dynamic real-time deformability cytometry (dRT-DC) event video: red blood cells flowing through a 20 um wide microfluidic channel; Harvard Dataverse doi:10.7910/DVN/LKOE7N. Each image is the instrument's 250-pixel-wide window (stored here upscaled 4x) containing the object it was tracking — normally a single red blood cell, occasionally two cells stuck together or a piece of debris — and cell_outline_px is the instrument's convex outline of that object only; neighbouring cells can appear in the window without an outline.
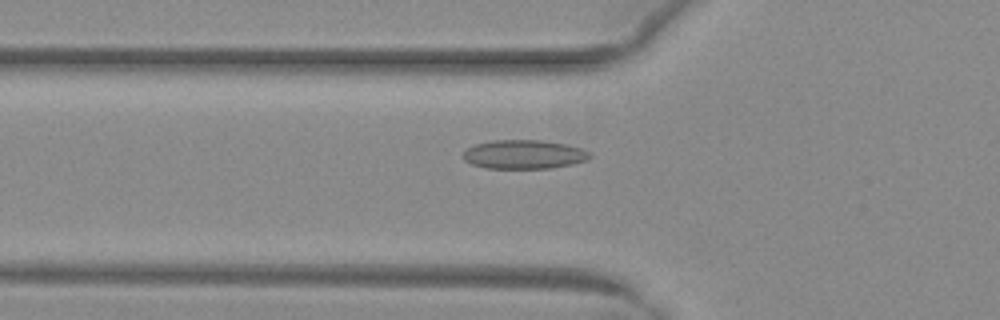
{"species": "common noctule bat (a hibernating species)", "species_latin": "Nyctalus noctula", "temperature_condition": "warm", "stored_images_in_passage": 53, "camera_frame_rate_fps": 3000, "um_per_image_px": 0.085, "animal": {"sex": "female", "body_mass_g": 29.2, "forearm_length_mm": 56.3}, "frame": {"image": 1, "passage_image": 20, "time_ms": 6.333, "image_size_px": [1000, 320], "cell_outline_px": [[592, 156], [588, 160], [572, 164], [552, 168], [488, 168], [472, 164], [464, 160], [464, 152], [468, 148], [476, 144], [492, 140], [544, 140], [568, 144], [592, 152]], "centroid_in_image_um": [44.6, 13.12], "position_along_channel_um": 81.2, "area_um2": 21.44}}
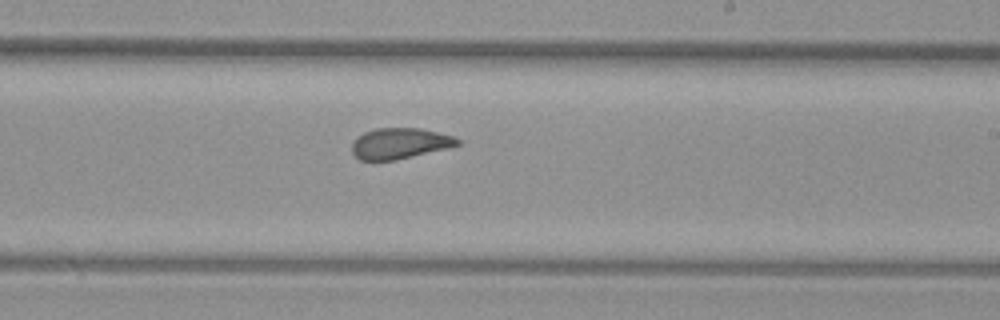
{"frame": {"image": 2, "passage_image": 33, "time_ms": 10.667, "image_size_px": [1000, 320], "cell_outline_px": [[460, 144], [448, 148], [396, 160], [360, 160], [352, 152], [352, 140], [364, 132], [376, 128], [420, 128], [456, 136], [460, 140]], "centroid_in_image_um": [33.99, 12.18], "position_along_channel_um": 255.0, "area_um2": 19.07}}
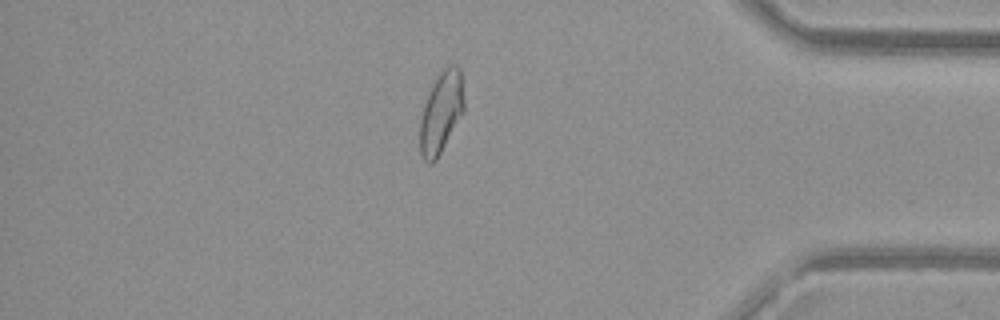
{"frame": {"image": 3, "passage_image": 46, "time_ms": 15.0, "image_size_px": [1000, 320], "cell_outline_px": [[464, 112], [436, 160], [432, 164], [428, 164], [424, 160], [420, 152], [420, 120], [424, 104], [440, 72], [448, 64], [456, 64], [460, 68], [464, 100]], "centroid_in_image_um": [37.51, 9.57], "position_along_channel_um": 397.7, "area_um2": 20.75}, "authors_computed_cell_mechanics": {"area_um2": 20.9236, "velocity_mm_per_s": 4.0016, "shape_relaxation_time_tau1_ms": 7.1521, "shape_relaxation_time_tau2_ms": 1.3035, "deformation_change_tau1": 0.1545, "deformation_change_tau2": 0.0704}}